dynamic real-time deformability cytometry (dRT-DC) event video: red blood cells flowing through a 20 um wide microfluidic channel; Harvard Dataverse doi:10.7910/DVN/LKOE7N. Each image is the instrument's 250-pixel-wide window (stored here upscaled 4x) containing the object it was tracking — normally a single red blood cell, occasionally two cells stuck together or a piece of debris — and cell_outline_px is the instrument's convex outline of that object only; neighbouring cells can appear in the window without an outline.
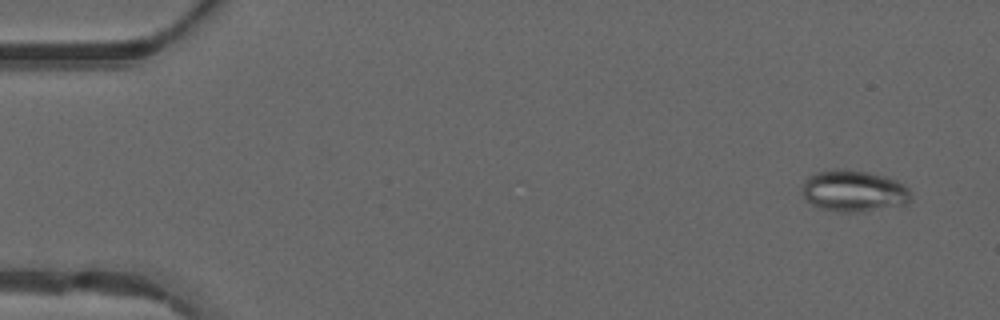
{"species": "common noctule bat (a hibernating species)", "species_latin": "Nyctalus noctula", "temperature_condition": "warm", "stored_images_in_passage": 14, "camera_frame_rate_fps": 3000, "um_per_image_px": 0.085, "animal": {"sex": "male", "forearm_length_mm": 52.5}, "frame": {"image": 1, "passage_image": 3, "time_ms": 0.667, "image_size_px": [1000, 320], "cell_outline_px": [[912, 200], [904, 204], [864, 212], [836, 212], [820, 208], [812, 204], [800, 192], [804, 180], [808, 176], [816, 172], [832, 168], [844, 168], [868, 172], [888, 176], [904, 184], [908, 188], [912, 196]], "centroid_in_image_um": [72.56, 16.22], "position_along_channel_um": 12.4, "area_um2": 26.88}}